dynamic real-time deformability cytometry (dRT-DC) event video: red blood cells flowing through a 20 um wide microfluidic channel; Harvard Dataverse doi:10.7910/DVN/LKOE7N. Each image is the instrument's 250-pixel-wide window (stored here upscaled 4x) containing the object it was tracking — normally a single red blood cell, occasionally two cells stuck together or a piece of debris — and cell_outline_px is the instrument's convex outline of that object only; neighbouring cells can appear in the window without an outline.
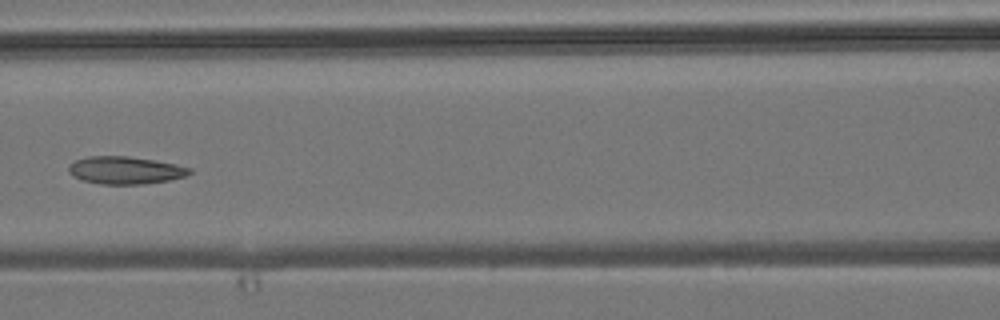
{"species": "common noctule bat (a hibernating species)", "species_latin": "Nyctalus noctula", "temperature_condition": "room temperature", "stored_images_in_passage": 7, "camera_frame_rate_fps": 3000, "um_per_image_px": 0.085, "animal": {"sex": "male", "body_mass_g": 19.2, "forearm_length_mm": 51.8}, "frame": {"image": 1, "passage_image": 6, "time_ms": 7.0, "image_size_px": [1000, 320], "cell_outline_px": [[192, 172], [184, 176], [168, 180], [144, 184], [100, 184], [84, 180], [72, 176], [68, 172], [68, 168], [76, 160], [88, 156], [128, 156], [176, 164], [192, 168]], "centroid_in_image_um": [10.65, 14.47], "position_along_channel_um": 156.0, "area_um2": 19.25}}
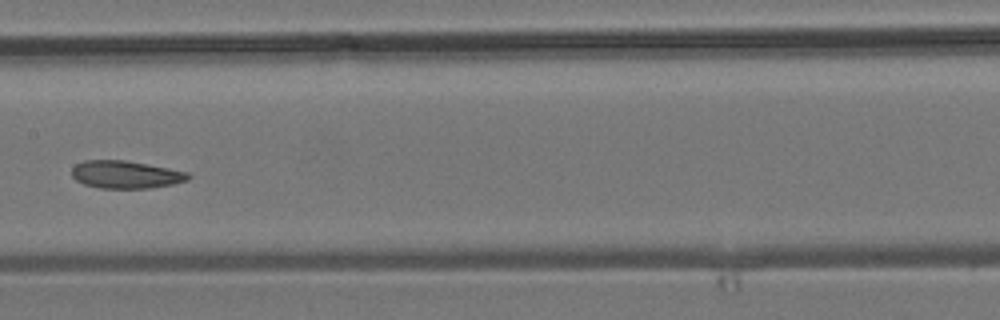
{"frame": {"image": 2, "passage_image": 7, "time_ms": 8.0, "image_size_px": [1000, 320], "cell_outline_px": [[192, 176], [188, 180], [172, 184], [148, 188], [100, 188], [84, 184], [76, 180], [72, 176], [72, 168], [76, 164], [84, 160], [124, 160], [168, 168], [188, 172]], "centroid_in_image_um": [10.68, 14.83], "position_along_channel_um": 196.7, "area_um2": 18.67}}